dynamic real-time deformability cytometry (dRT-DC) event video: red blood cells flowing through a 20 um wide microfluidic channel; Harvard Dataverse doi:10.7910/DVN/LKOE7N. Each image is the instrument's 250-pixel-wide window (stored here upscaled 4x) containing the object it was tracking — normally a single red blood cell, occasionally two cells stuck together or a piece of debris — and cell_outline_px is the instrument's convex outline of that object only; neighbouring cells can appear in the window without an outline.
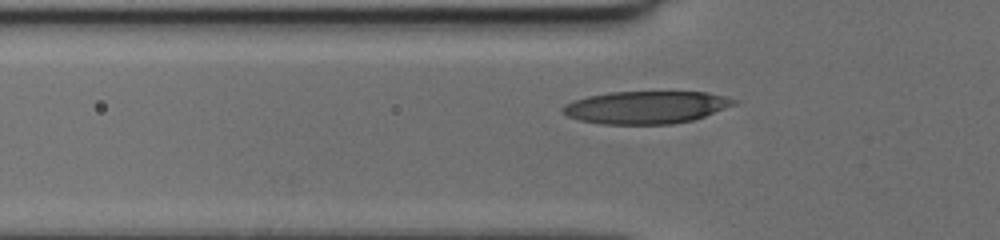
{"species": "human", "species_latin": "Homo sapiens", "temperature_condition": "cold", "stored_images_in_passage": 37, "camera_frame_rate_fps": 3000, "um_per_image_px": 0.085, "donor": {"sex": "female"}, "frame": {"image": 1, "passage_image": 4, "time_ms": 1.0, "image_size_px": [1000, 240], "cell_outline_px": [[736, 100], [732, 104], [704, 116], [692, 120], [672, 124], [600, 124], [580, 120], [568, 116], [560, 112], [560, 108], [564, 104], [588, 96], [608, 92], [708, 92], [724, 96]], "centroid_in_image_um": [54.82, 9.12], "position_along_channel_um": 71.0, "area_um2": 32.19}}
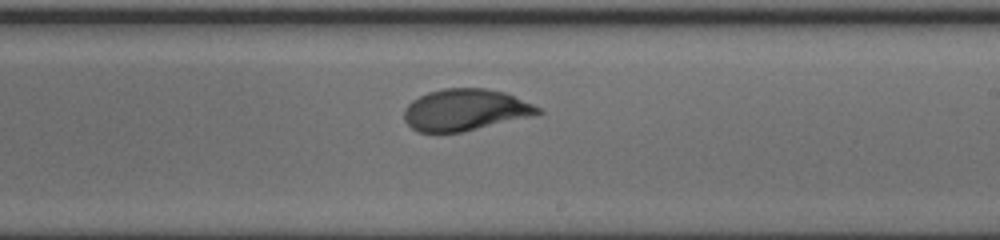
{"frame": {"image": 2, "passage_image": 17, "time_ms": 5.333, "image_size_px": [1000, 240], "cell_outline_px": [[544, 112], [464, 132], [420, 132], [412, 128], [404, 120], [404, 108], [412, 100], [428, 92], [444, 88], [484, 88], [504, 92], [532, 104], [540, 108]], "centroid_in_image_um": [39.49, 9.33], "position_along_channel_um": 249.5, "area_um2": 32.08}}
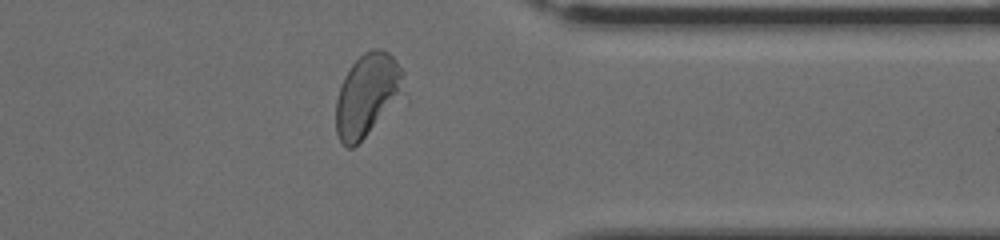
{"frame": {"image": 3, "passage_image": 27, "time_ms": 8.667, "image_size_px": [1000, 240], "cell_outline_px": [[404, 72], [396, 88], [364, 136], [352, 148], [348, 148], [340, 140], [336, 132], [336, 100], [344, 76], [352, 64], [364, 52], [372, 48], [380, 48], [388, 52], [392, 56]], "centroid_in_image_um": [31.04, 7.97], "position_along_channel_um": 380.4, "area_um2": 29.54}}